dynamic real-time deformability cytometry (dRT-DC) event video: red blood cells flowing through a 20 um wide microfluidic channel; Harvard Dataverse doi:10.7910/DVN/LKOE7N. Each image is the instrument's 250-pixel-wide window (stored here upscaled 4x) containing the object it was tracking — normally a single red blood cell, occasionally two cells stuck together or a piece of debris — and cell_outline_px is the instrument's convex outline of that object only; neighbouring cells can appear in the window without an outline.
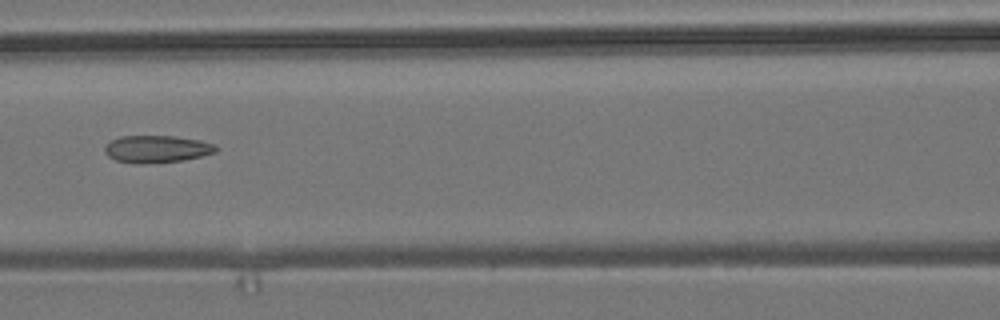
{"species": "common noctule bat (a hibernating species)", "species_latin": "Nyctalus noctula", "temperature_condition": "room temperature", "stored_images_in_passage": 7, "camera_frame_rate_fps": 3000, "um_per_image_px": 0.085, "animal": {"sex": "male", "body_mass_g": 19.2, "forearm_length_mm": 51.8}, "frame": {"image": 1, "passage_image": 4, "time_ms": 3.667, "image_size_px": [1000, 320], "cell_outline_px": [[220, 148], [216, 152], [184, 160], [144, 164], [136, 164], [116, 160], [108, 156], [104, 152], [104, 148], [112, 140], [120, 136], [172, 136], [200, 140], [216, 144]], "centroid_in_image_um": [13.35, 12.67], "position_along_channel_um": 153.2, "area_um2": 17.74}}
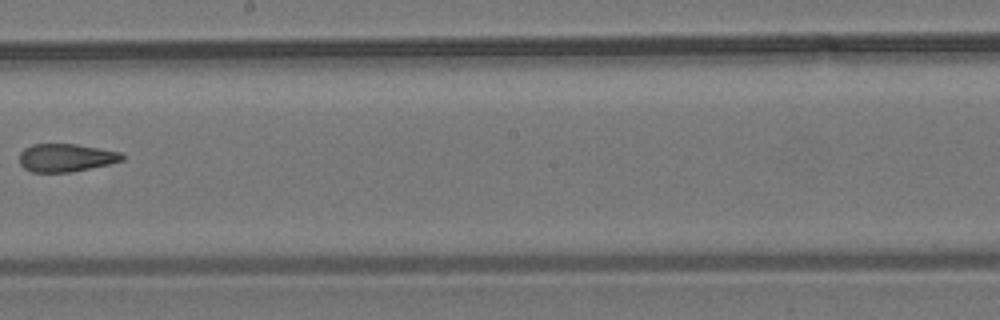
{"frame": {"image": 2, "passage_image": 6, "time_ms": 6.0, "image_size_px": [1000, 320], "cell_outline_px": [[124, 160], [108, 164], [72, 172], [32, 172], [24, 168], [20, 164], [20, 152], [24, 148], [32, 144], [76, 144], [100, 148], [120, 152], [124, 156]], "centroid_in_image_um": [5.59, 13.4], "position_along_channel_um": 242.6, "area_um2": 16.76}}
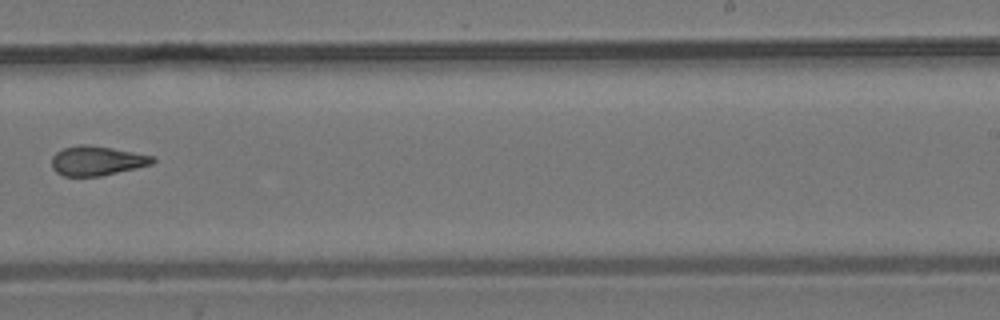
{"frame": {"image": 3, "passage_image": 7, "time_ms": 7.0, "image_size_px": [1000, 320], "cell_outline_px": [[156, 160], [152, 164], [136, 168], [100, 176], [64, 176], [56, 172], [52, 168], [52, 156], [56, 152], [64, 148], [76, 144], [88, 144], [112, 148], [152, 156]], "centroid_in_image_um": [8.2, 13.66], "position_along_channel_um": 280.8, "area_um2": 17.28}}